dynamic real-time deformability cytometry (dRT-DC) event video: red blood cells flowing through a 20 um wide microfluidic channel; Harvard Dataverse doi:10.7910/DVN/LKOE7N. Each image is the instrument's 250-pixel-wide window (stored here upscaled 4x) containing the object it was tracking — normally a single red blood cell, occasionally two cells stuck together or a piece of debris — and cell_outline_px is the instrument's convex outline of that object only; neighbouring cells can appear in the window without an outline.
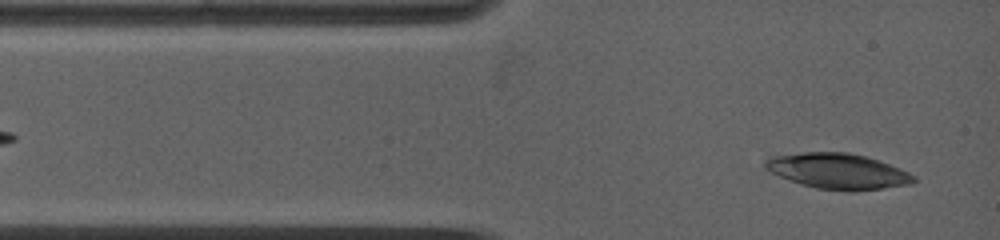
{"species": "common noctule bat (a hibernating species)", "species_latin": "Nyctalus noctula", "temperature_condition": "warm", "stored_images_in_passage": 3, "camera_frame_rate_fps": 5000, "um_per_image_px": 0.085, "animal": {"sex": "female", "body_mass_g": 19.0, "forearm_length_mm": 53.3}, "frame": {"image": 1, "passage_image": 1, "time_ms": 0.0, "image_size_px": [1000, 240], "cell_outline_px": [[916, 180], [912, 184], [852, 192], [844, 192], [816, 188], [800, 184], [780, 176], [764, 168], [764, 160], [768, 156], [804, 152], [848, 152], [864, 156], [900, 168], [916, 176]], "centroid_in_image_um": [71.2, 14.56], "position_along_channel_um": 13.8, "area_um2": 30.92}}